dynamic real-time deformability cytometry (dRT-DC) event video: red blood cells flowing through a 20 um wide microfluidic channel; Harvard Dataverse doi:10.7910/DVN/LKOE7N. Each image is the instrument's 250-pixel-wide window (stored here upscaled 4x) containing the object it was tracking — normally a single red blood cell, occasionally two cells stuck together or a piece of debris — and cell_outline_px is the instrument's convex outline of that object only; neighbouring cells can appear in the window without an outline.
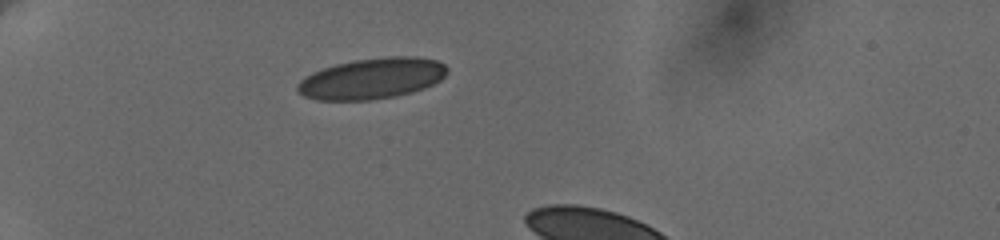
{"species": "human", "species_latin": "Homo sapiens", "temperature_condition": "cold", "stored_images_in_passage": 6, "camera_frame_rate_fps": 3000, "um_per_image_px": 0.085, "donor": {"sex": "female"}, "frame": {"image": 1, "passage_image": 1, "time_ms": 0.0, "image_size_px": [1000, 240], "cell_outline_px": [[448, 72], [440, 80], [424, 88], [412, 92], [396, 96], [368, 100], [316, 100], [304, 96], [296, 92], [296, 84], [304, 76], [312, 72], [336, 64], [352, 60], [388, 56], [416, 56], [436, 60], [444, 64], [448, 68]], "centroid_in_image_um": [31.59, 6.67], "position_along_channel_um": 53.4, "area_um2": 35.95}}